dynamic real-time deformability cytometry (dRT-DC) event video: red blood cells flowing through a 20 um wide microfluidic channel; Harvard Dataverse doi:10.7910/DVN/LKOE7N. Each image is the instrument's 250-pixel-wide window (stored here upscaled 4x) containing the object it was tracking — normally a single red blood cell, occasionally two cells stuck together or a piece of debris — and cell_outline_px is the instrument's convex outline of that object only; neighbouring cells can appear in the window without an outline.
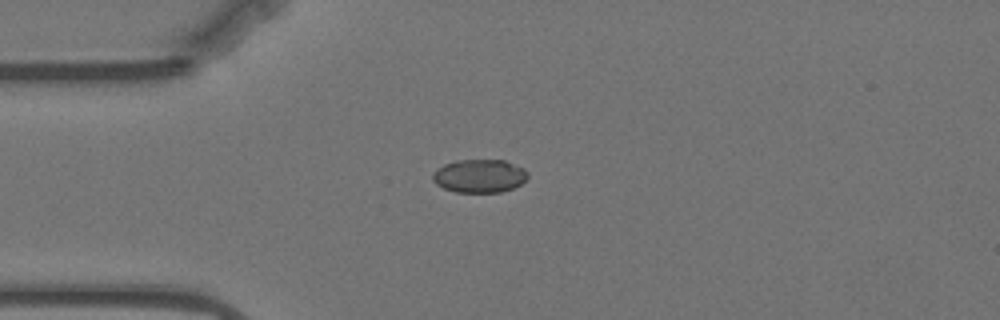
{"species": "Egyptian fruit bat (a non-hibernating species)", "species_latin": "Rousettus aegyptiacus", "temperature_condition": "warm", "stored_images_in_passage": 44, "camera_frame_rate_fps": 3000, "um_per_image_px": 0.085, "animal": {"sex": "female"}, "frame": {"image": 1, "passage_image": 1, "time_ms": 0.0, "image_size_px": [1000, 320], "cell_outline_px": [[528, 176], [520, 184], [512, 188], [500, 192], [456, 192], [444, 188], [436, 184], [432, 180], [432, 172], [436, 168], [444, 164], [456, 160], [504, 160], [524, 168], [528, 172]], "centroid_in_image_um": [40.72, 14.95], "position_along_channel_um": 44.3, "area_um2": 18.5}}
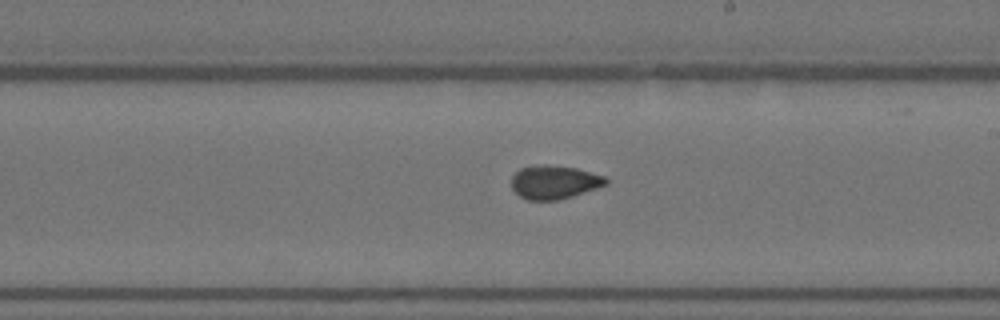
{"frame": {"image": 2, "passage_image": 19, "time_ms": 6.0, "image_size_px": [1000, 320], "cell_outline_px": [[608, 184], [560, 200], [528, 200], [520, 196], [512, 188], [512, 176], [520, 168], [544, 164], [548, 164], [576, 168], [604, 176], [608, 180]], "centroid_in_image_um": [47.11, 15.48], "position_along_channel_um": 241.9, "area_um2": 18.38}}
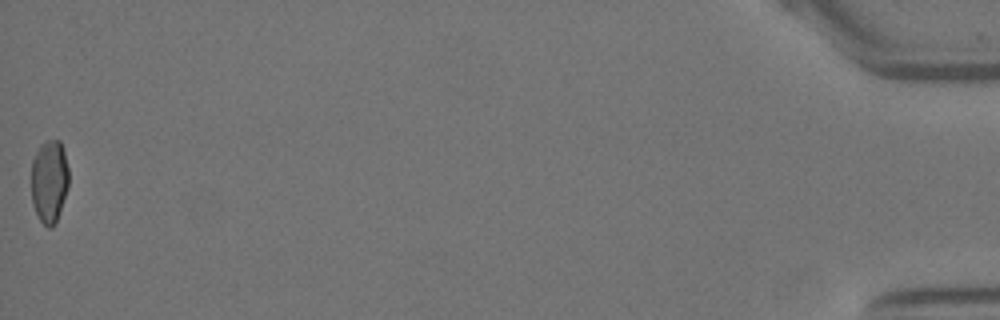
{"frame": {"image": 3, "passage_image": 44, "time_ms": 14.333, "image_size_px": [1000, 320], "cell_outline_px": [[68, 188], [56, 224], [52, 228], [48, 228], [40, 220], [32, 204], [32, 160], [40, 144], [44, 140], [60, 140], [64, 148], [68, 168]], "centroid_in_image_um": [4.2, 15.4], "position_along_channel_um": 431.0, "area_um2": 18.38}, "authors_computed_cell_mechanics": {"area_um2": 18.5249, "velocity_mm_per_s": 3.5257, "shape_relaxation_time_tau1_ms": null, "shape_relaxation_time_tau2_ms": 1.3424, "deformation_change_tau1": null, "deformation_change_tau2": 0.0577}}